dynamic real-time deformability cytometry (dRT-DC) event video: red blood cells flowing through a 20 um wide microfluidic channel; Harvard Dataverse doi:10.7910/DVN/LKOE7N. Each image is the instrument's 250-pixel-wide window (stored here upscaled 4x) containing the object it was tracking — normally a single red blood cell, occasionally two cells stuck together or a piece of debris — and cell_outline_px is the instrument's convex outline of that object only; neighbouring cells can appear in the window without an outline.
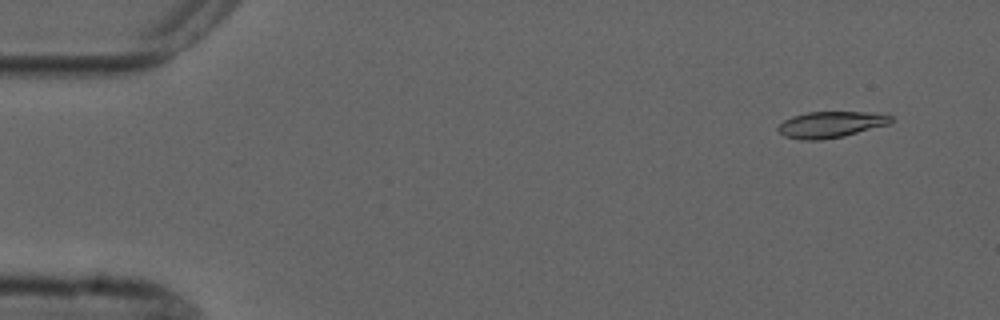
{"species": "common noctule bat (a hibernating species)", "species_latin": "Nyctalus noctula", "temperature_condition": "cold", "stored_images_in_passage": 6, "camera_frame_rate_fps": 3000, "um_per_image_px": 0.085, "animal": {"sex": "male", "forearm_length_mm": 52.5}, "frame": {"image": 1, "passage_image": 1, "time_ms": 0.0, "image_size_px": [1000, 320], "cell_outline_px": [[896, 120], [888, 124], [844, 136], [820, 140], [800, 140], [784, 136], [776, 128], [784, 120], [792, 116], [808, 112], [868, 112], [892, 116]], "centroid_in_image_um": [70.6, 10.59], "position_along_channel_um": 14.4, "area_um2": 17.22}}
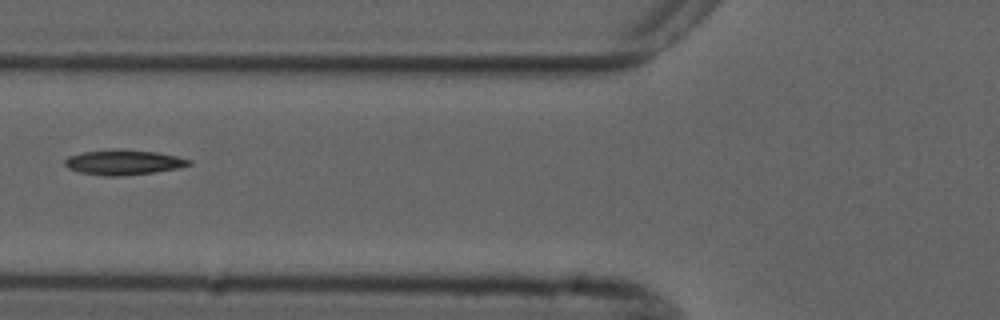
{"frame": {"image": 2, "passage_image": 5, "time_ms": 5.667, "image_size_px": [1000, 320], "cell_outline_px": [[192, 164], [176, 168], [152, 172], [120, 176], [104, 176], [80, 172], [68, 168], [64, 164], [64, 160], [68, 156], [84, 152], [156, 152], [176, 156], [192, 160]], "centroid_in_image_um": [10.49, 13.84], "position_along_channel_um": 115.3, "area_um2": 16.99}}
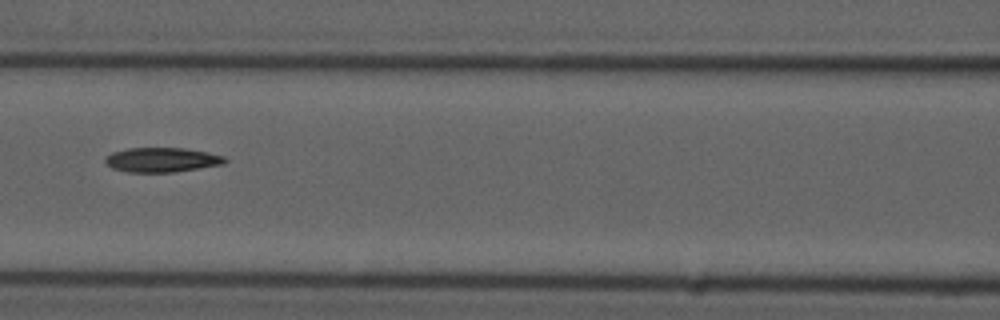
{"frame": {"image": 3, "passage_image": 6, "time_ms": 6.667, "image_size_px": [1000, 320], "cell_outline_px": [[228, 160], [224, 164], [172, 172], [128, 172], [112, 168], [104, 160], [112, 152], [128, 148], [184, 148], [208, 152], [224, 156]], "centroid_in_image_um": [13.78, 13.58], "position_along_channel_um": 152.8, "area_um2": 16.99}}